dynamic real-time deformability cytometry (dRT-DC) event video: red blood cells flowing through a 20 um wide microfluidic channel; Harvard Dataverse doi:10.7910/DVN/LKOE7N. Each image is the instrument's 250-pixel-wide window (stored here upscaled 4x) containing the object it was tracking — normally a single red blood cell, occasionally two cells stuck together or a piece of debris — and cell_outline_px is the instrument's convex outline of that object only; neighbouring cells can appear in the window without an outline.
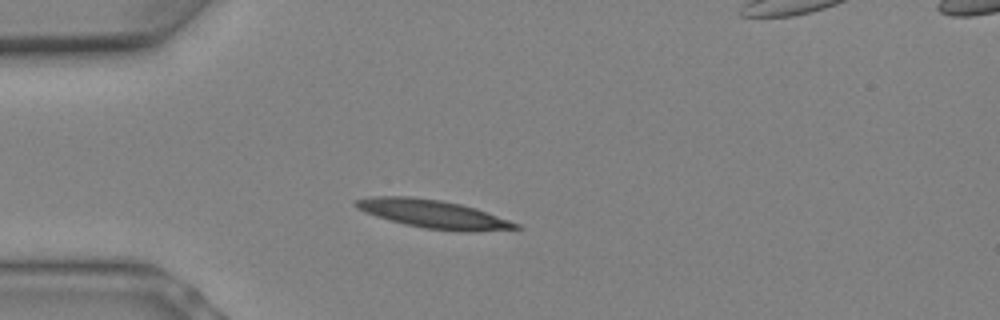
{"species": "Egyptian fruit bat (a non-hibernating species)", "species_latin": "Rousettus aegyptiacus", "temperature_condition": "warm", "stored_images_in_passage": 3, "camera_frame_rate_fps": 3000, "um_per_image_px": 0.085, "animal": {"sex": "female"}, "frame": {"image": 1, "passage_image": 1, "time_ms": 0.0, "image_size_px": [1000, 320], "cell_outline_px": [[520, 228], [472, 232], [464, 232], [424, 228], [376, 216], [364, 212], [356, 208], [352, 204], [356, 200], [372, 196], [408, 196], [440, 200], [460, 204], [476, 208], [520, 224]], "centroid_in_image_um": [36.82, 18.19], "position_along_channel_um": 48.2, "area_um2": 26.13}}
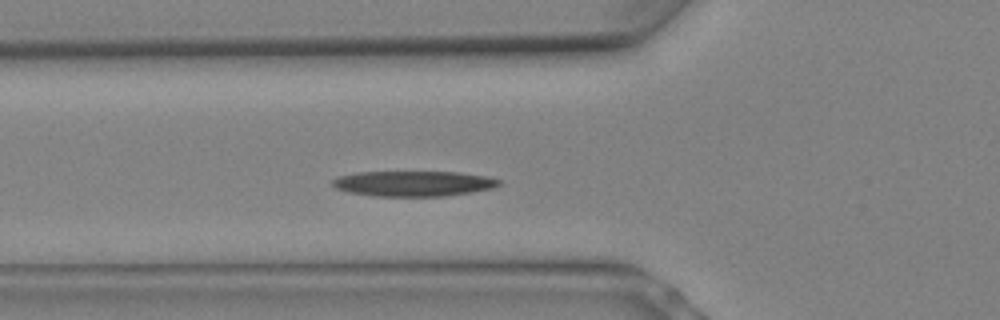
{"frame": {"image": 2, "passage_image": 3, "time_ms": 0.667, "image_size_px": [1000, 320], "cell_outline_px": [[500, 184], [492, 188], [468, 192], [440, 196], [380, 196], [348, 192], [336, 188], [332, 184], [332, 180], [336, 176], [356, 172], [456, 172], [484, 176], [500, 180]], "centroid_in_image_um": [35.07, 15.59], "position_along_channel_um": 90.7, "area_um2": 24.28}}